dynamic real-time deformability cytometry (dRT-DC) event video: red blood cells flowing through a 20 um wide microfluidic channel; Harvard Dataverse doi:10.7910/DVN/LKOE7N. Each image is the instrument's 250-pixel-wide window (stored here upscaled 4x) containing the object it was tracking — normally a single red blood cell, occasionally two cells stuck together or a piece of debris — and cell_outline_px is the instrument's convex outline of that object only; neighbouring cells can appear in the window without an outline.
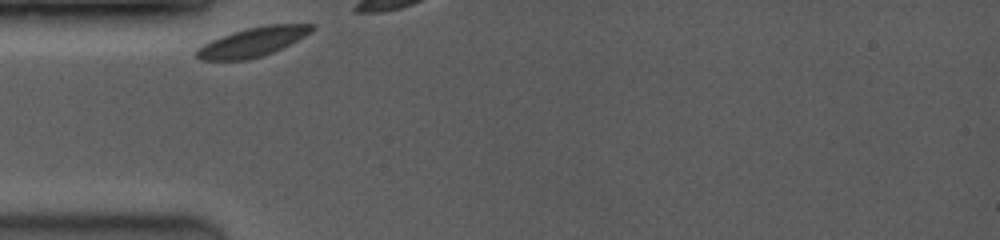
{"species": "common noctule bat (a hibernating species)", "species_latin": "Nyctalus noctula", "temperature_condition": "room temperature", "stored_images_in_passage": 9, "camera_frame_rate_fps": 3500, "um_per_image_px": 0.085, "animal": {"sex": "female", "body_mass_g": 19.0, "forearm_length_mm": 53.3}, "frame": {"image": 1, "passage_image": 1, "time_ms": 0.0, "image_size_px": [1000, 240], "cell_outline_px": [[312, 32], [272, 52], [248, 60], [200, 60], [196, 56], [196, 48], [212, 40], [232, 32], [248, 28], [268, 24], [312, 24]], "centroid_in_image_um": [21.43, 3.57], "position_along_channel_um": 63.6, "area_um2": 19.19}}